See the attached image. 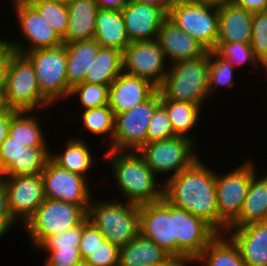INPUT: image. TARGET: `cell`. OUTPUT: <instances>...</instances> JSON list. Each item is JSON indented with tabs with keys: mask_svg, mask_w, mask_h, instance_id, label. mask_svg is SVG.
<instances>
[{
	"mask_svg": "<svg viewBox=\"0 0 267 266\" xmlns=\"http://www.w3.org/2000/svg\"><path fill=\"white\" fill-rule=\"evenodd\" d=\"M164 181L163 198L167 202L204 220L219 234L216 172L213 168L199 158L190 167Z\"/></svg>",
	"mask_w": 267,
	"mask_h": 266,
	"instance_id": "cell-1",
	"label": "cell"
},
{
	"mask_svg": "<svg viewBox=\"0 0 267 266\" xmlns=\"http://www.w3.org/2000/svg\"><path fill=\"white\" fill-rule=\"evenodd\" d=\"M112 171L123 201L143 205L163 198V182L147 166L137 151L106 150L104 157Z\"/></svg>",
	"mask_w": 267,
	"mask_h": 266,
	"instance_id": "cell-2",
	"label": "cell"
},
{
	"mask_svg": "<svg viewBox=\"0 0 267 266\" xmlns=\"http://www.w3.org/2000/svg\"><path fill=\"white\" fill-rule=\"evenodd\" d=\"M163 83L157 89L161 100L194 103L203 108L209 99V55L169 65Z\"/></svg>",
	"mask_w": 267,
	"mask_h": 266,
	"instance_id": "cell-3",
	"label": "cell"
},
{
	"mask_svg": "<svg viewBox=\"0 0 267 266\" xmlns=\"http://www.w3.org/2000/svg\"><path fill=\"white\" fill-rule=\"evenodd\" d=\"M87 217L114 245L123 247L140 233L139 205L112 200H91Z\"/></svg>",
	"mask_w": 267,
	"mask_h": 266,
	"instance_id": "cell-4",
	"label": "cell"
},
{
	"mask_svg": "<svg viewBox=\"0 0 267 266\" xmlns=\"http://www.w3.org/2000/svg\"><path fill=\"white\" fill-rule=\"evenodd\" d=\"M5 93L12 110L36 113L40 109L53 107L40 93L33 65L24 55L13 51L6 61Z\"/></svg>",
	"mask_w": 267,
	"mask_h": 266,
	"instance_id": "cell-5",
	"label": "cell"
},
{
	"mask_svg": "<svg viewBox=\"0 0 267 266\" xmlns=\"http://www.w3.org/2000/svg\"><path fill=\"white\" fill-rule=\"evenodd\" d=\"M254 160H247L226 174L216 171V200L219 215V234L239 216L252 177L258 173ZM256 165V166H255Z\"/></svg>",
	"mask_w": 267,
	"mask_h": 266,
	"instance_id": "cell-6",
	"label": "cell"
},
{
	"mask_svg": "<svg viewBox=\"0 0 267 266\" xmlns=\"http://www.w3.org/2000/svg\"><path fill=\"white\" fill-rule=\"evenodd\" d=\"M33 65L40 93L54 106L69 97L71 87L66 76L67 53L65 44L36 49L23 54Z\"/></svg>",
	"mask_w": 267,
	"mask_h": 266,
	"instance_id": "cell-7",
	"label": "cell"
},
{
	"mask_svg": "<svg viewBox=\"0 0 267 266\" xmlns=\"http://www.w3.org/2000/svg\"><path fill=\"white\" fill-rule=\"evenodd\" d=\"M86 217L87 212L80 205L45 199L23 230L36 248L45 238L79 225Z\"/></svg>",
	"mask_w": 267,
	"mask_h": 266,
	"instance_id": "cell-8",
	"label": "cell"
},
{
	"mask_svg": "<svg viewBox=\"0 0 267 266\" xmlns=\"http://www.w3.org/2000/svg\"><path fill=\"white\" fill-rule=\"evenodd\" d=\"M168 18L207 51L216 46L219 8L196 0H179L169 5Z\"/></svg>",
	"mask_w": 267,
	"mask_h": 266,
	"instance_id": "cell-9",
	"label": "cell"
},
{
	"mask_svg": "<svg viewBox=\"0 0 267 266\" xmlns=\"http://www.w3.org/2000/svg\"><path fill=\"white\" fill-rule=\"evenodd\" d=\"M195 141L185 136H175L163 141L146 143L137 152L150 170L158 177L176 176L190 167L198 157L195 152ZM161 174V175H160ZM159 175V176H158Z\"/></svg>",
	"mask_w": 267,
	"mask_h": 266,
	"instance_id": "cell-10",
	"label": "cell"
},
{
	"mask_svg": "<svg viewBox=\"0 0 267 266\" xmlns=\"http://www.w3.org/2000/svg\"><path fill=\"white\" fill-rule=\"evenodd\" d=\"M161 105L157 90L148 100L131 110L116 114L112 143L107 150L138 151L147 143V129L155 110Z\"/></svg>",
	"mask_w": 267,
	"mask_h": 266,
	"instance_id": "cell-11",
	"label": "cell"
},
{
	"mask_svg": "<svg viewBox=\"0 0 267 266\" xmlns=\"http://www.w3.org/2000/svg\"><path fill=\"white\" fill-rule=\"evenodd\" d=\"M123 72L149 81L157 89L168 71L157 39L130 42L122 52Z\"/></svg>",
	"mask_w": 267,
	"mask_h": 266,
	"instance_id": "cell-12",
	"label": "cell"
},
{
	"mask_svg": "<svg viewBox=\"0 0 267 266\" xmlns=\"http://www.w3.org/2000/svg\"><path fill=\"white\" fill-rule=\"evenodd\" d=\"M217 235L204 220L173 206V238L177 244L178 259L192 264Z\"/></svg>",
	"mask_w": 267,
	"mask_h": 266,
	"instance_id": "cell-13",
	"label": "cell"
},
{
	"mask_svg": "<svg viewBox=\"0 0 267 266\" xmlns=\"http://www.w3.org/2000/svg\"><path fill=\"white\" fill-rule=\"evenodd\" d=\"M46 199L80 205L86 212L91 203L87 178L59 167L51 159L41 172Z\"/></svg>",
	"mask_w": 267,
	"mask_h": 266,
	"instance_id": "cell-14",
	"label": "cell"
},
{
	"mask_svg": "<svg viewBox=\"0 0 267 266\" xmlns=\"http://www.w3.org/2000/svg\"><path fill=\"white\" fill-rule=\"evenodd\" d=\"M12 6L17 17L19 26L17 28L23 37V41L20 38L10 41L13 52L23 55L36 49L52 48L63 44V40L29 2ZM24 41L29 45L26 44L24 47Z\"/></svg>",
	"mask_w": 267,
	"mask_h": 266,
	"instance_id": "cell-15",
	"label": "cell"
},
{
	"mask_svg": "<svg viewBox=\"0 0 267 266\" xmlns=\"http://www.w3.org/2000/svg\"><path fill=\"white\" fill-rule=\"evenodd\" d=\"M8 195L9 212L22 226L46 199L41 174L0 177Z\"/></svg>",
	"mask_w": 267,
	"mask_h": 266,
	"instance_id": "cell-16",
	"label": "cell"
},
{
	"mask_svg": "<svg viewBox=\"0 0 267 266\" xmlns=\"http://www.w3.org/2000/svg\"><path fill=\"white\" fill-rule=\"evenodd\" d=\"M139 216L140 234L177 258V244L173 238V205L164 198L139 205Z\"/></svg>",
	"mask_w": 267,
	"mask_h": 266,
	"instance_id": "cell-17",
	"label": "cell"
},
{
	"mask_svg": "<svg viewBox=\"0 0 267 266\" xmlns=\"http://www.w3.org/2000/svg\"><path fill=\"white\" fill-rule=\"evenodd\" d=\"M169 8H158L145 3L129 1L121 10L130 42L157 39Z\"/></svg>",
	"mask_w": 267,
	"mask_h": 266,
	"instance_id": "cell-18",
	"label": "cell"
},
{
	"mask_svg": "<svg viewBox=\"0 0 267 266\" xmlns=\"http://www.w3.org/2000/svg\"><path fill=\"white\" fill-rule=\"evenodd\" d=\"M156 91L149 81L121 72L109 86L108 106L114 115L120 114L142 104Z\"/></svg>",
	"mask_w": 267,
	"mask_h": 266,
	"instance_id": "cell-19",
	"label": "cell"
},
{
	"mask_svg": "<svg viewBox=\"0 0 267 266\" xmlns=\"http://www.w3.org/2000/svg\"><path fill=\"white\" fill-rule=\"evenodd\" d=\"M157 41L169 65L183 60L195 59L207 50L189 34L181 30L168 17L162 22Z\"/></svg>",
	"mask_w": 267,
	"mask_h": 266,
	"instance_id": "cell-20",
	"label": "cell"
},
{
	"mask_svg": "<svg viewBox=\"0 0 267 266\" xmlns=\"http://www.w3.org/2000/svg\"><path fill=\"white\" fill-rule=\"evenodd\" d=\"M226 234L239 248L245 266H267V221L228 227Z\"/></svg>",
	"mask_w": 267,
	"mask_h": 266,
	"instance_id": "cell-21",
	"label": "cell"
},
{
	"mask_svg": "<svg viewBox=\"0 0 267 266\" xmlns=\"http://www.w3.org/2000/svg\"><path fill=\"white\" fill-rule=\"evenodd\" d=\"M253 13L232 3L219 7L218 38L216 42L250 43Z\"/></svg>",
	"mask_w": 267,
	"mask_h": 266,
	"instance_id": "cell-22",
	"label": "cell"
},
{
	"mask_svg": "<svg viewBox=\"0 0 267 266\" xmlns=\"http://www.w3.org/2000/svg\"><path fill=\"white\" fill-rule=\"evenodd\" d=\"M67 6L69 21L63 43L94 39L95 20L100 9L96 0H72Z\"/></svg>",
	"mask_w": 267,
	"mask_h": 266,
	"instance_id": "cell-23",
	"label": "cell"
},
{
	"mask_svg": "<svg viewBox=\"0 0 267 266\" xmlns=\"http://www.w3.org/2000/svg\"><path fill=\"white\" fill-rule=\"evenodd\" d=\"M94 40L101 47L123 52L130 43L121 10L99 9L95 20Z\"/></svg>",
	"mask_w": 267,
	"mask_h": 266,
	"instance_id": "cell-24",
	"label": "cell"
},
{
	"mask_svg": "<svg viewBox=\"0 0 267 266\" xmlns=\"http://www.w3.org/2000/svg\"><path fill=\"white\" fill-rule=\"evenodd\" d=\"M267 221V174L252 177L239 216L228 227Z\"/></svg>",
	"mask_w": 267,
	"mask_h": 266,
	"instance_id": "cell-25",
	"label": "cell"
},
{
	"mask_svg": "<svg viewBox=\"0 0 267 266\" xmlns=\"http://www.w3.org/2000/svg\"><path fill=\"white\" fill-rule=\"evenodd\" d=\"M170 258L155 242L139 233L127 245L120 247L118 266H155Z\"/></svg>",
	"mask_w": 267,
	"mask_h": 266,
	"instance_id": "cell-26",
	"label": "cell"
},
{
	"mask_svg": "<svg viewBox=\"0 0 267 266\" xmlns=\"http://www.w3.org/2000/svg\"><path fill=\"white\" fill-rule=\"evenodd\" d=\"M64 44L67 53L66 76L68 85L72 88L84 82L87 70L94 62L100 44L94 39Z\"/></svg>",
	"mask_w": 267,
	"mask_h": 266,
	"instance_id": "cell-27",
	"label": "cell"
},
{
	"mask_svg": "<svg viewBox=\"0 0 267 266\" xmlns=\"http://www.w3.org/2000/svg\"><path fill=\"white\" fill-rule=\"evenodd\" d=\"M63 147L62 152L50 153V159L63 169L86 177L95 163L89 143L87 144L81 137L72 136V139L69 138Z\"/></svg>",
	"mask_w": 267,
	"mask_h": 266,
	"instance_id": "cell-28",
	"label": "cell"
},
{
	"mask_svg": "<svg viewBox=\"0 0 267 266\" xmlns=\"http://www.w3.org/2000/svg\"><path fill=\"white\" fill-rule=\"evenodd\" d=\"M193 262L202 266H245L239 248L226 234H218Z\"/></svg>",
	"mask_w": 267,
	"mask_h": 266,
	"instance_id": "cell-29",
	"label": "cell"
},
{
	"mask_svg": "<svg viewBox=\"0 0 267 266\" xmlns=\"http://www.w3.org/2000/svg\"><path fill=\"white\" fill-rule=\"evenodd\" d=\"M121 72L122 51L100 46L94 62L87 70L84 82L110 86Z\"/></svg>",
	"mask_w": 267,
	"mask_h": 266,
	"instance_id": "cell-30",
	"label": "cell"
},
{
	"mask_svg": "<svg viewBox=\"0 0 267 266\" xmlns=\"http://www.w3.org/2000/svg\"><path fill=\"white\" fill-rule=\"evenodd\" d=\"M34 111H17L11 118L8 135L24 146H48L40 119ZM31 115V116H30Z\"/></svg>",
	"mask_w": 267,
	"mask_h": 266,
	"instance_id": "cell-31",
	"label": "cell"
},
{
	"mask_svg": "<svg viewBox=\"0 0 267 266\" xmlns=\"http://www.w3.org/2000/svg\"><path fill=\"white\" fill-rule=\"evenodd\" d=\"M52 151L49 146H25L1 173L0 177L41 174Z\"/></svg>",
	"mask_w": 267,
	"mask_h": 266,
	"instance_id": "cell-32",
	"label": "cell"
},
{
	"mask_svg": "<svg viewBox=\"0 0 267 266\" xmlns=\"http://www.w3.org/2000/svg\"><path fill=\"white\" fill-rule=\"evenodd\" d=\"M161 104L166 108L171 126L177 136H185L192 140L190 132L198 124L199 115L202 108L199 105L183 101L161 100Z\"/></svg>",
	"mask_w": 267,
	"mask_h": 266,
	"instance_id": "cell-33",
	"label": "cell"
},
{
	"mask_svg": "<svg viewBox=\"0 0 267 266\" xmlns=\"http://www.w3.org/2000/svg\"><path fill=\"white\" fill-rule=\"evenodd\" d=\"M82 124L85 129L93 136H101L103 138L100 141L103 144L107 142L108 145L112 143L114 133V121L115 115L108 105L87 109L82 113ZM111 138V139H109ZM111 140V141H109Z\"/></svg>",
	"mask_w": 267,
	"mask_h": 266,
	"instance_id": "cell-34",
	"label": "cell"
},
{
	"mask_svg": "<svg viewBox=\"0 0 267 266\" xmlns=\"http://www.w3.org/2000/svg\"><path fill=\"white\" fill-rule=\"evenodd\" d=\"M217 56L227 60V62L234 68L240 67L249 63L252 65V70L258 71L266 69L261 62L257 59L253 52L250 43L242 42H216V46L212 50ZM264 68V69H262Z\"/></svg>",
	"mask_w": 267,
	"mask_h": 266,
	"instance_id": "cell-35",
	"label": "cell"
},
{
	"mask_svg": "<svg viewBox=\"0 0 267 266\" xmlns=\"http://www.w3.org/2000/svg\"><path fill=\"white\" fill-rule=\"evenodd\" d=\"M29 3L39 12L44 20L63 40L69 21L68 6L51 0H30Z\"/></svg>",
	"mask_w": 267,
	"mask_h": 266,
	"instance_id": "cell-36",
	"label": "cell"
},
{
	"mask_svg": "<svg viewBox=\"0 0 267 266\" xmlns=\"http://www.w3.org/2000/svg\"><path fill=\"white\" fill-rule=\"evenodd\" d=\"M108 94V85L82 82L71 88L68 98L79 96L77 101L87 110L108 105Z\"/></svg>",
	"mask_w": 267,
	"mask_h": 266,
	"instance_id": "cell-37",
	"label": "cell"
},
{
	"mask_svg": "<svg viewBox=\"0 0 267 266\" xmlns=\"http://www.w3.org/2000/svg\"><path fill=\"white\" fill-rule=\"evenodd\" d=\"M209 55V97L216 93L218 87H225L231 89L234 87V67H232L227 60L217 56L213 51H208ZM214 91V92H213Z\"/></svg>",
	"mask_w": 267,
	"mask_h": 266,
	"instance_id": "cell-38",
	"label": "cell"
},
{
	"mask_svg": "<svg viewBox=\"0 0 267 266\" xmlns=\"http://www.w3.org/2000/svg\"><path fill=\"white\" fill-rule=\"evenodd\" d=\"M250 46L257 59L267 68V13H253Z\"/></svg>",
	"mask_w": 267,
	"mask_h": 266,
	"instance_id": "cell-39",
	"label": "cell"
},
{
	"mask_svg": "<svg viewBox=\"0 0 267 266\" xmlns=\"http://www.w3.org/2000/svg\"><path fill=\"white\" fill-rule=\"evenodd\" d=\"M82 232L83 221L63 233L45 238L34 250L53 251L55 249H73V247H79Z\"/></svg>",
	"mask_w": 267,
	"mask_h": 266,
	"instance_id": "cell-40",
	"label": "cell"
},
{
	"mask_svg": "<svg viewBox=\"0 0 267 266\" xmlns=\"http://www.w3.org/2000/svg\"><path fill=\"white\" fill-rule=\"evenodd\" d=\"M177 136L171 126L166 108L161 104L151 118L147 129V143Z\"/></svg>",
	"mask_w": 267,
	"mask_h": 266,
	"instance_id": "cell-41",
	"label": "cell"
},
{
	"mask_svg": "<svg viewBox=\"0 0 267 266\" xmlns=\"http://www.w3.org/2000/svg\"><path fill=\"white\" fill-rule=\"evenodd\" d=\"M120 248L104 239L88 256L83 264L86 266H118Z\"/></svg>",
	"mask_w": 267,
	"mask_h": 266,
	"instance_id": "cell-42",
	"label": "cell"
},
{
	"mask_svg": "<svg viewBox=\"0 0 267 266\" xmlns=\"http://www.w3.org/2000/svg\"><path fill=\"white\" fill-rule=\"evenodd\" d=\"M104 239V235L86 217L83 220L82 239L79 246L82 261L90 256Z\"/></svg>",
	"mask_w": 267,
	"mask_h": 266,
	"instance_id": "cell-43",
	"label": "cell"
},
{
	"mask_svg": "<svg viewBox=\"0 0 267 266\" xmlns=\"http://www.w3.org/2000/svg\"><path fill=\"white\" fill-rule=\"evenodd\" d=\"M41 252L48 254L44 266H80L83 264L79 247Z\"/></svg>",
	"mask_w": 267,
	"mask_h": 266,
	"instance_id": "cell-44",
	"label": "cell"
},
{
	"mask_svg": "<svg viewBox=\"0 0 267 266\" xmlns=\"http://www.w3.org/2000/svg\"><path fill=\"white\" fill-rule=\"evenodd\" d=\"M25 146L7 135L0 148V173L12 162Z\"/></svg>",
	"mask_w": 267,
	"mask_h": 266,
	"instance_id": "cell-45",
	"label": "cell"
},
{
	"mask_svg": "<svg viewBox=\"0 0 267 266\" xmlns=\"http://www.w3.org/2000/svg\"><path fill=\"white\" fill-rule=\"evenodd\" d=\"M18 224L9 212L8 195L2 182L0 181V237Z\"/></svg>",
	"mask_w": 267,
	"mask_h": 266,
	"instance_id": "cell-46",
	"label": "cell"
},
{
	"mask_svg": "<svg viewBox=\"0 0 267 266\" xmlns=\"http://www.w3.org/2000/svg\"><path fill=\"white\" fill-rule=\"evenodd\" d=\"M231 3L251 13H256L265 11L267 0H232Z\"/></svg>",
	"mask_w": 267,
	"mask_h": 266,
	"instance_id": "cell-47",
	"label": "cell"
},
{
	"mask_svg": "<svg viewBox=\"0 0 267 266\" xmlns=\"http://www.w3.org/2000/svg\"><path fill=\"white\" fill-rule=\"evenodd\" d=\"M16 112V110H11L10 112L0 114V148L8 135L11 118Z\"/></svg>",
	"mask_w": 267,
	"mask_h": 266,
	"instance_id": "cell-48",
	"label": "cell"
},
{
	"mask_svg": "<svg viewBox=\"0 0 267 266\" xmlns=\"http://www.w3.org/2000/svg\"><path fill=\"white\" fill-rule=\"evenodd\" d=\"M100 9L122 10L128 0H96Z\"/></svg>",
	"mask_w": 267,
	"mask_h": 266,
	"instance_id": "cell-49",
	"label": "cell"
},
{
	"mask_svg": "<svg viewBox=\"0 0 267 266\" xmlns=\"http://www.w3.org/2000/svg\"><path fill=\"white\" fill-rule=\"evenodd\" d=\"M12 52L10 40L0 38V64H6L9 54Z\"/></svg>",
	"mask_w": 267,
	"mask_h": 266,
	"instance_id": "cell-50",
	"label": "cell"
},
{
	"mask_svg": "<svg viewBox=\"0 0 267 266\" xmlns=\"http://www.w3.org/2000/svg\"><path fill=\"white\" fill-rule=\"evenodd\" d=\"M128 1L145 3L158 8H169V5L164 0H128Z\"/></svg>",
	"mask_w": 267,
	"mask_h": 266,
	"instance_id": "cell-51",
	"label": "cell"
},
{
	"mask_svg": "<svg viewBox=\"0 0 267 266\" xmlns=\"http://www.w3.org/2000/svg\"><path fill=\"white\" fill-rule=\"evenodd\" d=\"M205 5L214 6V7H222L223 5L231 3L232 0H196Z\"/></svg>",
	"mask_w": 267,
	"mask_h": 266,
	"instance_id": "cell-52",
	"label": "cell"
},
{
	"mask_svg": "<svg viewBox=\"0 0 267 266\" xmlns=\"http://www.w3.org/2000/svg\"><path fill=\"white\" fill-rule=\"evenodd\" d=\"M12 109L8 106L5 91H0V114L10 112Z\"/></svg>",
	"mask_w": 267,
	"mask_h": 266,
	"instance_id": "cell-53",
	"label": "cell"
},
{
	"mask_svg": "<svg viewBox=\"0 0 267 266\" xmlns=\"http://www.w3.org/2000/svg\"><path fill=\"white\" fill-rule=\"evenodd\" d=\"M187 264L178 258L171 257L167 262L155 266H186Z\"/></svg>",
	"mask_w": 267,
	"mask_h": 266,
	"instance_id": "cell-54",
	"label": "cell"
},
{
	"mask_svg": "<svg viewBox=\"0 0 267 266\" xmlns=\"http://www.w3.org/2000/svg\"><path fill=\"white\" fill-rule=\"evenodd\" d=\"M6 64H0V91H5Z\"/></svg>",
	"mask_w": 267,
	"mask_h": 266,
	"instance_id": "cell-55",
	"label": "cell"
},
{
	"mask_svg": "<svg viewBox=\"0 0 267 266\" xmlns=\"http://www.w3.org/2000/svg\"><path fill=\"white\" fill-rule=\"evenodd\" d=\"M30 0H12L13 4H17V3H23V2H29Z\"/></svg>",
	"mask_w": 267,
	"mask_h": 266,
	"instance_id": "cell-56",
	"label": "cell"
},
{
	"mask_svg": "<svg viewBox=\"0 0 267 266\" xmlns=\"http://www.w3.org/2000/svg\"><path fill=\"white\" fill-rule=\"evenodd\" d=\"M168 5H171L179 0H164Z\"/></svg>",
	"mask_w": 267,
	"mask_h": 266,
	"instance_id": "cell-57",
	"label": "cell"
},
{
	"mask_svg": "<svg viewBox=\"0 0 267 266\" xmlns=\"http://www.w3.org/2000/svg\"><path fill=\"white\" fill-rule=\"evenodd\" d=\"M51 1L62 2V3L68 4L72 0H51Z\"/></svg>",
	"mask_w": 267,
	"mask_h": 266,
	"instance_id": "cell-58",
	"label": "cell"
}]
</instances>
